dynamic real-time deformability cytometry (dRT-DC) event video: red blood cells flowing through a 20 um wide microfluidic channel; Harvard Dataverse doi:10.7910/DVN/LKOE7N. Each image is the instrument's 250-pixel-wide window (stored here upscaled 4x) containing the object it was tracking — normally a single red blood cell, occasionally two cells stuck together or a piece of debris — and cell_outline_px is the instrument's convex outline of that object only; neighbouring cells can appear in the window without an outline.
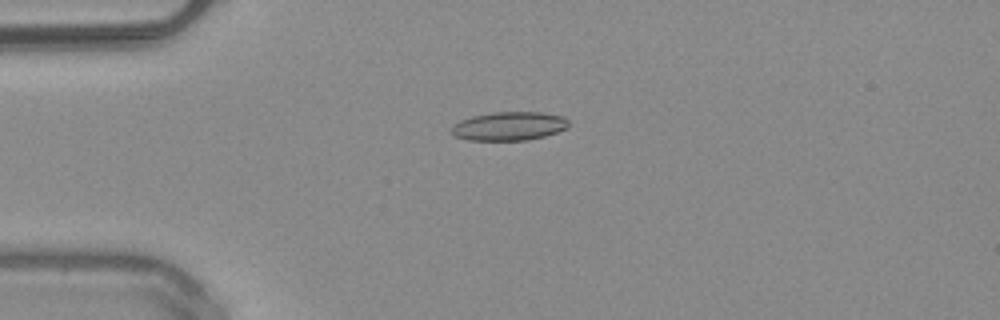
{"species": "common noctule bat (a hibernating species)", "species_latin": "Nyctalus noctula", "temperature_condition": "warm", "stored_images_in_passage": 51, "camera_frame_rate_fps": 3000, "um_per_image_px": 0.085, "animal": {"sex": "male", "body_mass_g": 20.4}, "frame": {"image": 1, "passage_image": 13, "time_ms": 4.0, "image_size_px": [1000, 320], "cell_outline_px": [[568, 128], [544, 136], [528, 140], [468, 140], [456, 136], [452, 132], [452, 128], [460, 120], [472, 116], [492, 112], [540, 112], [560, 116], [568, 120]], "centroid_in_image_um": [43.28, 10.72], "position_along_channel_um": 41.7, "area_um2": 19.36}}
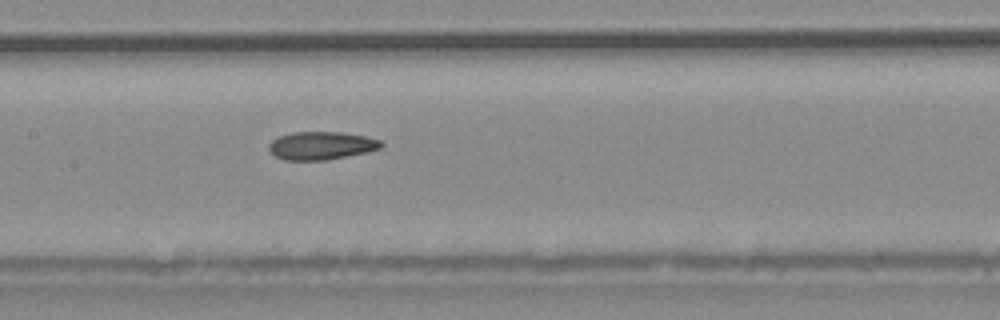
{"frame": {"image": 2, "passage_image": 25, "time_ms": 8.0, "image_size_px": [1000, 320], "cell_outline_px": [[384, 144], [380, 148], [368, 152], [328, 160], [284, 160], [276, 156], [268, 148], [268, 144], [276, 136], [292, 132], [340, 132], [364, 136], [380, 140]], "centroid_in_image_um": [27.29, 12.37], "position_along_channel_um": 180.1, "area_um2": 18.44}}
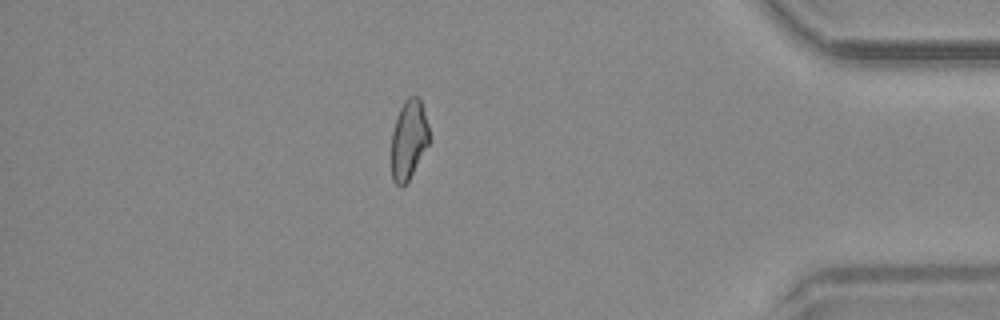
{"frame": {"image": 3, "passage_image": 44, "time_ms": 14.333, "image_size_px": [1000, 320], "cell_outline_px": [[432, 140], [408, 180], [400, 188], [392, 180], [392, 132], [400, 108], [404, 100], [408, 96], [416, 96], [420, 100], [428, 124]], "centroid_in_image_um": [34.77, 11.87], "position_along_channel_um": 400.4, "area_um2": 17.57}, "authors_computed_cell_mechanics": {"area_um2": 18.6694, "velocity_mm_per_s": 4.0792, "shape_relaxation_time_tau1_ms": 7.7357, "shape_relaxation_time_tau2_ms": 5.3117, "deformation_change_tau1": 0.1812, "deformation_change_tau2": 0.1461}}